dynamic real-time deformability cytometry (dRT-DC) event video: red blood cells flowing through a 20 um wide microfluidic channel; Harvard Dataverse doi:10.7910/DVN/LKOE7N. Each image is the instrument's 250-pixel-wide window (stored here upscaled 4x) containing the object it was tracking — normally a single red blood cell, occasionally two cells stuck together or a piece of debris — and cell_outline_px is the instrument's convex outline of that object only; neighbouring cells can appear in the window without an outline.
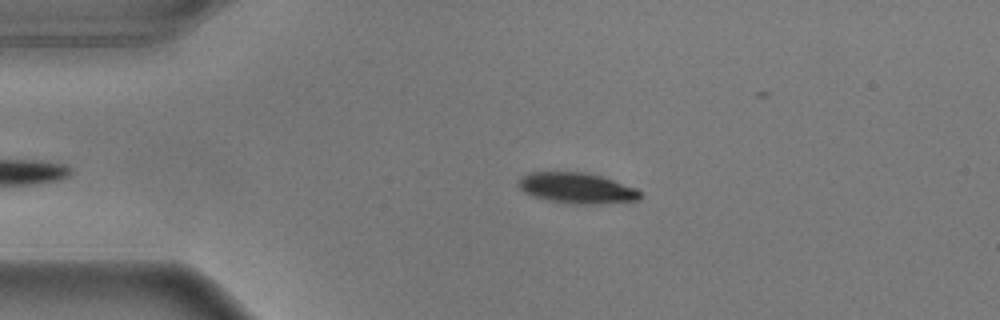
{"species": "common noctule bat (a hibernating species)", "species_latin": "Nyctalus noctula", "temperature_condition": "warm", "stored_images_in_passage": 44, "camera_frame_rate_fps": 3000, "um_per_image_px": 0.085, "animal": {"sex": "male", "body_mass_g": 17.9}, "frame": {"image": 1, "passage_image": 6, "time_ms": 1.667, "image_size_px": [1000, 320], "cell_outline_px": [[644, 196], [640, 200], [600, 204], [576, 204], [552, 200], [536, 196], [524, 192], [516, 184], [520, 176], [528, 172], [584, 172], [600, 176], [636, 188]], "centroid_in_image_um": [49.04, 15.98], "position_along_channel_um": 36.0, "area_um2": 21.68}}
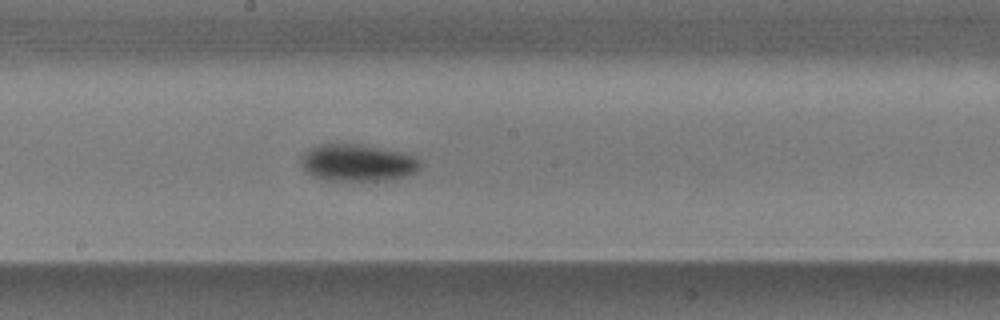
{"frame": {"image": 2, "passage_image": 24, "time_ms": 7.667, "image_size_px": [1000, 320], "cell_outline_px": [[424, 164], [416, 172], [404, 176], [384, 180], [324, 180], [312, 176], [300, 164], [300, 156], [308, 148], [316, 144], [368, 144], [400, 152], [412, 156], [420, 160]], "centroid_in_image_um": [30.36, 13.81], "position_along_channel_um": 217.8, "area_um2": 26.01}}
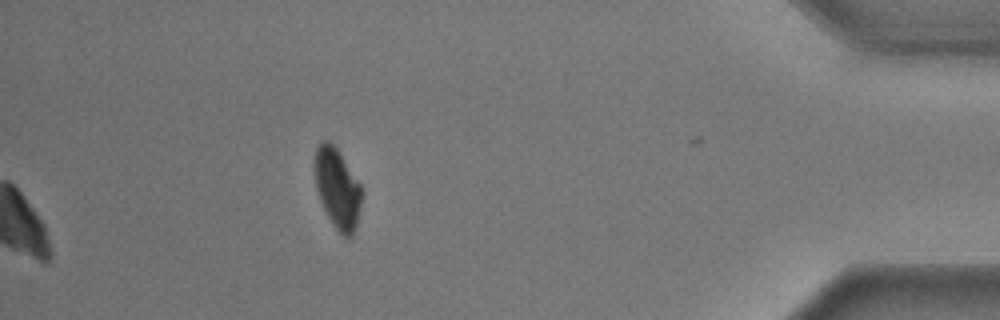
{"frame": {"image": 3, "passage_image": 44, "time_ms": 14.333, "image_size_px": [1000, 320], "cell_outline_px": [[360, 208], [356, 228], [352, 236], [344, 236], [332, 224], [320, 200], [316, 188], [312, 164], [312, 160], [316, 148], [320, 140], [328, 140], [340, 152], [360, 184]], "centroid_in_image_um": [28.62, 15.95], "position_along_channel_um": 406.6, "area_um2": 22.02}, "authors_computed_cell_mechanics": {"area_um2": 25.7788, "velocity_mm_per_s": 3.599, "shape_relaxation_time_tau1_ms": 2.0155, "shape_relaxation_time_tau2_ms": 2.2888, "deformation_change_tau1": 0.15, "deformation_change_tau2": 0.0492}}